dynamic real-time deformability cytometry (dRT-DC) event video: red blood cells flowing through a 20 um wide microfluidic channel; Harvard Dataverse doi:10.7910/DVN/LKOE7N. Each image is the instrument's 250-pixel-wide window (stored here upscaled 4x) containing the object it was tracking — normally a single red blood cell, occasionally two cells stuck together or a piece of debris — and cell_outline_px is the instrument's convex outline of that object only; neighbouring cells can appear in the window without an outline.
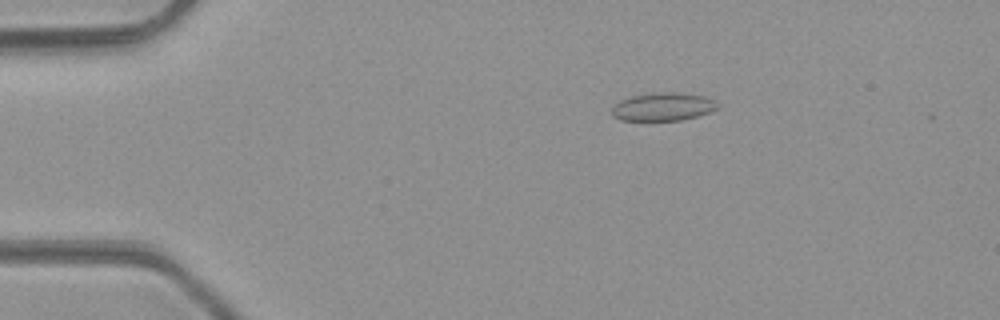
{"species": "common noctule bat (a hibernating species)", "species_latin": "Nyctalus noctula", "temperature_condition": "room temperature", "stored_images_in_passage": 41, "camera_frame_rate_fps": 3000, "um_per_image_px": 0.085, "animal": {"sex": "male", "body_mass_g": 23.1, "forearm_length_mm": 52.7}, "frame": {"image": 1, "passage_image": 1, "time_ms": 0.0, "image_size_px": [1000, 320], "cell_outline_px": [[720, 108], [712, 112], [680, 120], [620, 120], [612, 116], [612, 108], [620, 100], [632, 96], [704, 96], [716, 100], [720, 104]], "centroid_in_image_um": [56.39, 9.15], "position_along_channel_um": 28.6, "area_um2": 16.13}}
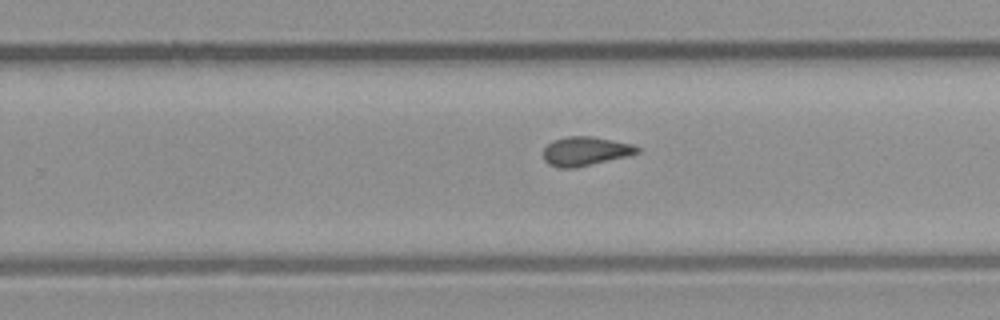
{"frame": {"image": 2, "passage_image": 23, "time_ms": 7.333, "image_size_px": [1000, 320], "cell_outline_px": [[640, 152], [576, 168], [560, 168], [548, 164], [544, 160], [544, 148], [552, 140], [568, 136], [592, 136], [632, 144], [640, 148]], "centroid_in_image_um": [49.72, 12.85], "position_along_channel_um": 280.1, "area_um2": 15.72}}
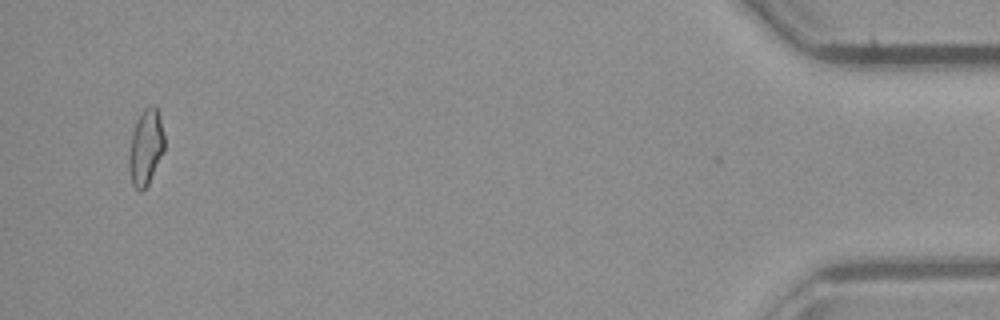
{"frame": {"image": 3, "passage_image": 39, "time_ms": 12.667, "image_size_px": [1000, 320], "cell_outline_px": [[164, 152], [148, 184], [140, 192], [132, 184], [128, 168], [128, 160], [132, 132], [136, 120], [144, 108], [152, 104], [156, 104], [160, 116], [164, 136]], "centroid_in_image_um": [12.39, 12.49], "position_along_channel_um": 422.8, "area_um2": 15.84}, "authors_computed_cell_mechanics": {"area_um2": 15.7794, "velocity_mm_per_s": 4.2643, "shape_relaxation_time_tau1_ms": null, "shape_relaxation_time_tau2_ms": 1.7621, "deformation_change_tau1": null, "deformation_change_tau2": 0.077}}